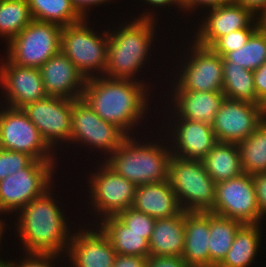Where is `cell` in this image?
Returning <instances> with one entry per match:
<instances>
[{
  "instance_id": "cell-1",
  "label": "cell",
  "mask_w": 266,
  "mask_h": 267,
  "mask_svg": "<svg viewBox=\"0 0 266 267\" xmlns=\"http://www.w3.org/2000/svg\"><path fill=\"white\" fill-rule=\"evenodd\" d=\"M151 87L139 81L94 77L86 79L82 99L104 121L116 125L127 136H135V128H143V121L145 125L149 122Z\"/></svg>"
},
{
  "instance_id": "cell-2",
  "label": "cell",
  "mask_w": 266,
  "mask_h": 267,
  "mask_svg": "<svg viewBox=\"0 0 266 267\" xmlns=\"http://www.w3.org/2000/svg\"><path fill=\"white\" fill-rule=\"evenodd\" d=\"M53 189L54 186L14 215V231L24 252L66 255L73 234L71 231L75 228L68 223L70 219L64 214L63 202L58 200L60 197H55Z\"/></svg>"
},
{
  "instance_id": "cell-3",
  "label": "cell",
  "mask_w": 266,
  "mask_h": 267,
  "mask_svg": "<svg viewBox=\"0 0 266 267\" xmlns=\"http://www.w3.org/2000/svg\"><path fill=\"white\" fill-rule=\"evenodd\" d=\"M119 26L109 27V43L107 49L106 77L113 79H127L147 83V80L137 78L146 67L148 61H152L153 42L156 38L157 20L129 19L122 20ZM156 38V39H155ZM153 44V45H152ZM151 51V52H150ZM149 55V56H148ZM147 60V61H146ZM139 74V76H138Z\"/></svg>"
},
{
  "instance_id": "cell-4",
  "label": "cell",
  "mask_w": 266,
  "mask_h": 267,
  "mask_svg": "<svg viewBox=\"0 0 266 267\" xmlns=\"http://www.w3.org/2000/svg\"><path fill=\"white\" fill-rule=\"evenodd\" d=\"M158 131L159 136L155 137L158 139L149 136L152 141L142 136L143 139H139L138 135L128 136L114 153L102 161L136 186L168 180L171 148L166 135L162 136L160 129Z\"/></svg>"
},
{
  "instance_id": "cell-5",
  "label": "cell",
  "mask_w": 266,
  "mask_h": 267,
  "mask_svg": "<svg viewBox=\"0 0 266 267\" xmlns=\"http://www.w3.org/2000/svg\"><path fill=\"white\" fill-rule=\"evenodd\" d=\"M187 39L191 40L184 42L189 45H183L187 51L181 53L183 49L179 50L180 56L183 54V57L176 59L179 67L174 65L177 66L174 72L169 69L175 75L172 77L174 81L169 78V84L178 91L223 92V57L211 48L198 45L190 37Z\"/></svg>"
},
{
  "instance_id": "cell-6",
  "label": "cell",
  "mask_w": 266,
  "mask_h": 267,
  "mask_svg": "<svg viewBox=\"0 0 266 267\" xmlns=\"http://www.w3.org/2000/svg\"><path fill=\"white\" fill-rule=\"evenodd\" d=\"M91 20L82 21L62 27L61 51L74 63L85 79L105 75L107 49L109 43L108 30L101 29V35ZM89 25H88V24Z\"/></svg>"
},
{
  "instance_id": "cell-7",
  "label": "cell",
  "mask_w": 266,
  "mask_h": 267,
  "mask_svg": "<svg viewBox=\"0 0 266 267\" xmlns=\"http://www.w3.org/2000/svg\"><path fill=\"white\" fill-rule=\"evenodd\" d=\"M168 181L182 210L211 212L215 202L216 183L206 172L202 160L171 156Z\"/></svg>"
},
{
  "instance_id": "cell-8",
  "label": "cell",
  "mask_w": 266,
  "mask_h": 267,
  "mask_svg": "<svg viewBox=\"0 0 266 267\" xmlns=\"http://www.w3.org/2000/svg\"><path fill=\"white\" fill-rule=\"evenodd\" d=\"M58 161L34 160L27 168L0 180V214L14 215L30 201L41 197L55 182ZM57 166V167H56ZM54 180V181H53Z\"/></svg>"
},
{
  "instance_id": "cell-9",
  "label": "cell",
  "mask_w": 266,
  "mask_h": 267,
  "mask_svg": "<svg viewBox=\"0 0 266 267\" xmlns=\"http://www.w3.org/2000/svg\"><path fill=\"white\" fill-rule=\"evenodd\" d=\"M99 161L96 169L90 171L88 178L87 190L89 195L88 208L91 209L89 215H93L92 222L95 224L106 216L117 215L120 211L132 207L135 198L137 186L115 173L104 162ZM96 215V216H95ZM98 220V221H96Z\"/></svg>"
},
{
  "instance_id": "cell-10",
  "label": "cell",
  "mask_w": 266,
  "mask_h": 267,
  "mask_svg": "<svg viewBox=\"0 0 266 267\" xmlns=\"http://www.w3.org/2000/svg\"><path fill=\"white\" fill-rule=\"evenodd\" d=\"M61 32V25L32 20L6 44L5 55L16 65L40 68L61 51Z\"/></svg>"
},
{
  "instance_id": "cell-11",
  "label": "cell",
  "mask_w": 266,
  "mask_h": 267,
  "mask_svg": "<svg viewBox=\"0 0 266 267\" xmlns=\"http://www.w3.org/2000/svg\"><path fill=\"white\" fill-rule=\"evenodd\" d=\"M71 121L70 145L77 144L75 150L84 146L91 153H100V159L114 153L128 137L119 127L100 118L83 99L73 103Z\"/></svg>"
},
{
  "instance_id": "cell-12",
  "label": "cell",
  "mask_w": 266,
  "mask_h": 267,
  "mask_svg": "<svg viewBox=\"0 0 266 267\" xmlns=\"http://www.w3.org/2000/svg\"><path fill=\"white\" fill-rule=\"evenodd\" d=\"M0 148L25 153L34 160H58L25 112L3 104H0Z\"/></svg>"
},
{
  "instance_id": "cell-13",
  "label": "cell",
  "mask_w": 266,
  "mask_h": 267,
  "mask_svg": "<svg viewBox=\"0 0 266 267\" xmlns=\"http://www.w3.org/2000/svg\"><path fill=\"white\" fill-rule=\"evenodd\" d=\"M211 213L242 224H264L266 220L258 208L253 178L246 173L216 184Z\"/></svg>"
},
{
  "instance_id": "cell-14",
  "label": "cell",
  "mask_w": 266,
  "mask_h": 267,
  "mask_svg": "<svg viewBox=\"0 0 266 267\" xmlns=\"http://www.w3.org/2000/svg\"><path fill=\"white\" fill-rule=\"evenodd\" d=\"M75 101L47 96L21 108L56 154L59 153L61 144L64 148L70 144L72 110Z\"/></svg>"
},
{
  "instance_id": "cell-15",
  "label": "cell",
  "mask_w": 266,
  "mask_h": 267,
  "mask_svg": "<svg viewBox=\"0 0 266 267\" xmlns=\"http://www.w3.org/2000/svg\"><path fill=\"white\" fill-rule=\"evenodd\" d=\"M265 119L266 110L261 104L225 98L211 125L217 142L238 143Z\"/></svg>"
},
{
  "instance_id": "cell-16",
  "label": "cell",
  "mask_w": 266,
  "mask_h": 267,
  "mask_svg": "<svg viewBox=\"0 0 266 267\" xmlns=\"http://www.w3.org/2000/svg\"><path fill=\"white\" fill-rule=\"evenodd\" d=\"M161 116L164 121L161 122L162 127L159 126L160 131L166 135L171 153L176 157L186 160H202L217 143L211 124L186 118L163 119L164 116ZM163 129L167 131V134Z\"/></svg>"
},
{
  "instance_id": "cell-17",
  "label": "cell",
  "mask_w": 266,
  "mask_h": 267,
  "mask_svg": "<svg viewBox=\"0 0 266 267\" xmlns=\"http://www.w3.org/2000/svg\"><path fill=\"white\" fill-rule=\"evenodd\" d=\"M200 15V21L194 29L193 39L198 45L210 48L220 37L230 32L245 28H258L259 20L250 11L242 6L229 3L211 8ZM200 25V26H199Z\"/></svg>"
},
{
  "instance_id": "cell-18",
  "label": "cell",
  "mask_w": 266,
  "mask_h": 267,
  "mask_svg": "<svg viewBox=\"0 0 266 267\" xmlns=\"http://www.w3.org/2000/svg\"><path fill=\"white\" fill-rule=\"evenodd\" d=\"M3 57L4 60L0 59V91L3 95L0 97L4 98L1 104L22 108L47 97L39 68L19 66L4 54Z\"/></svg>"
},
{
  "instance_id": "cell-19",
  "label": "cell",
  "mask_w": 266,
  "mask_h": 267,
  "mask_svg": "<svg viewBox=\"0 0 266 267\" xmlns=\"http://www.w3.org/2000/svg\"><path fill=\"white\" fill-rule=\"evenodd\" d=\"M88 227H87V226ZM75 227L65 258L71 267H113L116 252L96 224ZM93 225V226H92ZM92 226V227H91ZM82 228V229H81Z\"/></svg>"
},
{
  "instance_id": "cell-20",
  "label": "cell",
  "mask_w": 266,
  "mask_h": 267,
  "mask_svg": "<svg viewBox=\"0 0 266 267\" xmlns=\"http://www.w3.org/2000/svg\"><path fill=\"white\" fill-rule=\"evenodd\" d=\"M170 86H168L169 92L163 91L164 94L166 93L163 94L164 97L171 98V101L170 98H166L167 102H164L169 103L167 105L169 108H166L169 111L165 112L164 116H167L165 118H186L207 124L213 123L215 115L225 99L223 92L178 91L172 84Z\"/></svg>"
},
{
  "instance_id": "cell-21",
  "label": "cell",
  "mask_w": 266,
  "mask_h": 267,
  "mask_svg": "<svg viewBox=\"0 0 266 267\" xmlns=\"http://www.w3.org/2000/svg\"><path fill=\"white\" fill-rule=\"evenodd\" d=\"M39 69L47 96L82 99L86 79L62 51L50 57Z\"/></svg>"
},
{
  "instance_id": "cell-22",
  "label": "cell",
  "mask_w": 266,
  "mask_h": 267,
  "mask_svg": "<svg viewBox=\"0 0 266 267\" xmlns=\"http://www.w3.org/2000/svg\"><path fill=\"white\" fill-rule=\"evenodd\" d=\"M132 208L154 219L175 216L182 211L168 180L138 185Z\"/></svg>"
},
{
  "instance_id": "cell-23",
  "label": "cell",
  "mask_w": 266,
  "mask_h": 267,
  "mask_svg": "<svg viewBox=\"0 0 266 267\" xmlns=\"http://www.w3.org/2000/svg\"><path fill=\"white\" fill-rule=\"evenodd\" d=\"M209 238V212H187L182 258L189 267H210Z\"/></svg>"
},
{
  "instance_id": "cell-24",
  "label": "cell",
  "mask_w": 266,
  "mask_h": 267,
  "mask_svg": "<svg viewBox=\"0 0 266 267\" xmlns=\"http://www.w3.org/2000/svg\"><path fill=\"white\" fill-rule=\"evenodd\" d=\"M156 219L149 241V256L182 257L185 247V214Z\"/></svg>"
},
{
  "instance_id": "cell-25",
  "label": "cell",
  "mask_w": 266,
  "mask_h": 267,
  "mask_svg": "<svg viewBox=\"0 0 266 267\" xmlns=\"http://www.w3.org/2000/svg\"><path fill=\"white\" fill-rule=\"evenodd\" d=\"M96 225L108 237L116 254L149 257L152 233L131 231L116 215L106 216Z\"/></svg>"
},
{
  "instance_id": "cell-26",
  "label": "cell",
  "mask_w": 266,
  "mask_h": 267,
  "mask_svg": "<svg viewBox=\"0 0 266 267\" xmlns=\"http://www.w3.org/2000/svg\"><path fill=\"white\" fill-rule=\"evenodd\" d=\"M262 224H243L236 232L231 248L217 267H250L262 244ZM260 248V249H259Z\"/></svg>"
},
{
  "instance_id": "cell-27",
  "label": "cell",
  "mask_w": 266,
  "mask_h": 267,
  "mask_svg": "<svg viewBox=\"0 0 266 267\" xmlns=\"http://www.w3.org/2000/svg\"><path fill=\"white\" fill-rule=\"evenodd\" d=\"M202 163L216 184L244 173L237 143L217 142Z\"/></svg>"
},
{
  "instance_id": "cell-28",
  "label": "cell",
  "mask_w": 266,
  "mask_h": 267,
  "mask_svg": "<svg viewBox=\"0 0 266 267\" xmlns=\"http://www.w3.org/2000/svg\"><path fill=\"white\" fill-rule=\"evenodd\" d=\"M242 225L240 221L209 212L210 267H217L223 261L231 248L236 232Z\"/></svg>"
},
{
  "instance_id": "cell-29",
  "label": "cell",
  "mask_w": 266,
  "mask_h": 267,
  "mask_svg": "<svg viewBox=\"0 0 266 267\" xmlns=\"http://www.w3.org/2000/svg\"><path fill=\"white\" fill-rule=\"evenodd\" d=\"M223 93L225 98L231 100L263 106L256 95L253 71L235 65L233 62H223Z\"/></svg>"
},
{
  "instance_id": "cell-30",
  "label": "cell",
  "mask_w": 266,
  "mask_h": 267,
  "mask_svg": "<svg viewBox=\"0 0 266 267\" xmlns=\"http://www.w3.org/2000/svg\"><path fill=\"white\" fill-rule=\"evenodd\" d=\"M244 173H266V119L254 132L237 143Z\"/></svg>"
},
{
  "instance_id": "cell-31",
  "label": "cell",
  "mask_w": 266,
  "mask_h": 267,
  "mask_svg": "<svg viewBox=\"0 0 266 267\" xmlns=\"http://www.w3.org/2000/svg\"><path fill=\"white\" fill-rule=\"evenodd\" d=\"M28 3L33 20L64 27L84 19L70 0H28Z\"/></svg>"
},
{
  "instance_id": "cell-32",
  "label": "cell",
  "mask_w": 266,
  "mask_h": 267,
  "mask_svg": "<svg viewBox=\"0 0 266 267\" xmlns=\"http://www.w3.org/2000/svg\"><path fill=\"white\" fill-rule=\"evenodd\" d=\"M32 20L28 0H0V38L5 45Z\"/></svg>"
},
{
  "instance_id": "cell-33",
  "label": "cell",
  "mask_w": 266,
  "mask_h": 267,
  "mask_svg": "<svg viewBox=\"0 0 266 267\" xmlns=\"http://www.w3.org/2000/svg\"><path fill=\"white\" fill-rule=\"evenodd\" d=\"M266 61V29L258 27L247 43L223 57V62H233L247 70L254 71Z\"/></svg>"
},
{
  "instance_id": "cell-34",
  "label": "cell",
  "mask_w": 266,
  "mask_h": 267,
  "mask_svg": "<svg viewBox=\"0 0 266 267\" xmlns=\"http://www.w3.org/2000/svg\"><path fill=\"white\" fill-rule=\"evenodd\" d=\"M34 159L25 153L0 148V180L27 168Z\"/></svg>"
},
{
  "instance_id": "cell-35",
  "label": "cell",
  "mask_w": 266,
  "mask_h": 267,
  "mask_svg": "<svg viewBox=\"0 0 266 267\" xmlns=\"http://www.w3.org/2000/svg\"><path fill=\"white\" fill-rule=\"evenodd\" d=\"M256 29L257 28H245L230 32L220 37L210 48L215 53L224 57L227 53L243 47Z\"/></svg>"
},
{
  "instance_id": "cell-36",
  "label": "cell",
  "mask_w": 266,
  "mask_h": 267,
  "mask_svg": "<svg viewBox=\"0 0 266 267\" xmlns=\"http://www.w3.org/2000/svg\"><path fill=\"white\" fill-rule=\"evenodd\" d=\"M23 254L25 255L22 258L20 255V260L6 258L5 262L9 267H56V264L59 263L56 262L57 260H62V258L65 260V256L56 253L23 252Z\"/></svg>"
},
{
  "instance_id": "cell-37",
  "label": "cell",
  "mask_w": 266,
  "mask_h": 267,
  "mask_svg": "<svg viewBox=\"0 0 266 267\" xmlns=\"http://www.w3.org/2000/svg\"><path fill=\"white\" fill-rule=\"evenodd\" d=\"M131 231L136 233H152L156 219L130 207L116 215Z\"/></svg>"
},
{
  "instance_id": "cell-38",
  "label": "cell",
  "mask_w": 266,
  "mask_h": 267,
  "mask_svg": "<svg viewBox=\"0 0 266 267\" xmlns=\"http://www.w3.org/2000/svg\"><path fill=\"white\" fill-rule=\"evenodd\" d=\"M140 1H143L144 4L143 5H146L148 4V9L146 8L145 6V10L146 12H144V10L141 12L142 14L138 13L139 16L137 15L136 17L134 18H137V19H151V20H157L159 19L157 17L158 15V9L160 10V8H162V11H164L163 9H167V6L168 8L171 6V9L173 7H175V10L176 8L178 9L179 12H176V13H183V6L177 1V0H140ZM146 3V4H145ZM151 5V6H150ZM156 11L157 14H155V11L152 9V8ZM159 7V8H158ZM158 8V9H157ZM148 11V12H147ZM152 11V12H151ZM154 11V12H153ZM157 18V19H156Z\"/></svg>"
},
{
  "instance_id": "cell-39",
  "label": "cell",
  "mask_w": 266,
  "mask_h": 267,
  "mask_svg": "<svg viewBox=\"0 0 266 267\" xmlns=\"http://www.w3.org/2000/svg\"><path fill=\"white\" fill-rule=\"evenodd\" d=\"M229 3H232V0H188L183 5V12L186 13V15H187V13H189L188 14V16H189L191 13L195 12V14H196V11L204 8L203 12H201V11L199 12V13L204 14V10L206 12V10H208V9L215 8L217 6H221V5L229 4Z\"/></svg>"
},
{
  "instance_id": "cell-40",
  "label": "cell",
  "mask_w": 266,
  "mask_h": 267,
  "mask_svg": "<svg viewBox=\"0 0 266 267\" xmlns=\"http://www.w3.org/2000/svg\"><path fill=\"white\" fill-rule=\"evenodd\" d=\"M146 267H189L182 257L149 256Z\"/></svg>"
},
{
  "instance_id": "cell-41",
  "label": "cell",
  "mask_w": 266,
  "mask_h": 267,
  "mask_svg": "<svg viewBox=\"0 0 266 267\" xmlns=\"http://www.w3.org/2000/svg\"><path fill=\"white\" fill-rule=\"evenodd\" d=\"M252 178L256 189L258 208L266 218V173L252 175Z\"/></svg>"
},
{
  "instance_id": "cell-42",
  "label": "cell",
  "mask_w": 266,
  "mask_h": 267,
  "mask_svg": "<svg viewBox=\"0 0 266 267\" xmlns=\"http://www.w3.org/2000/svg\"><path fill=\"white\" fill-rule=\"evenodd\" d=\"M253 75L257 98L264 104L266 102V61L253 71Z\"/></svg>"
},
{
  "instance_id": "cell-43",
  "label": "cell",
  "mask_w": 266,
  "mask_h": 267,
  "mask_svg": "<svg viewBox=\"0 0 266 267\" xmlns=\"http://www.w3.org/2000/svg\"><path fill=\"white\" fill-rule=\"evenodd\" d=\"M148 257L116 255L113 267H146Z\"/></svg>"
},
{
  "instance_id": "cell-44",
  "label": "cell",
  "mask_w": 266,
  "mask_h": 267,
  "mask_svg": "<svg viewBox=\"0 0 266 267\" xmlns=\"http://www.w3.org/2000/svg\"><path fill=\"white\" fill-rule=\"evenodd\" d=\"M70 1L84 18H90L92 12L90 9H93L95 6H96L95 8H97V6L100 5L103 6L106 3L109 5V3L114 0H70Z\"/></svg>"
},
{
  "instance_id": "cell-45",
  "label": "cell",
  "mask_w": 266,
  "mask_h": 267,
  "mask_svg": "<svg viewBox=\"0 0 266 267\" xmlns=\"http://www.w3.org/2000/svg\"><path fill=\"white\" fill-rule=\"evenodd\" d=\"M232 3L250 10L257 18L266 10V0H232Z\"/></svg>"
},
{
  "instance_id": "cell-46",
  "label": "cell",
  "mask_w": 266,
  "mask_h": 267,
  "mask_svg": "<svg viewBox=\"0 0 266 267\" xmlns=\"http://www.w3.org/2000/svg\"><path fill=\"white\" fill-rule=\"evenodd\" d=\"M2 214H0L1 217ZM6 222V218L4 217V220L2 219V217L0 218V243H2L3 238H4V232H6L5 229L7 226H9L8 224L5 223ZM0 246H2L0 244ZM0 251H1V247H0ZM1 256V255H0ZM6 260L3 259L2 257H0V264L4 263Z\"/></svg>"
},
{
  "instance_id": "cell-47",
  "label": "cell",
  "mask_w": 266,
  "mask_h": 267,
  "mask_svg": "<svg viewBox=\"0 0 266 267\" xmlns=\"http://www.w3.org/2000/svg\"><path fill=\"white\" fill-rule=\"evenodd\" d=\"M259 25L263 29H266V10L262 13V15L258 18Z\"/></svg>"
},
{
  "instance_id": "cell-48",
  "label": "cell",
  "mask_w": 266,
  "mask_h": 267,
  "mask_svg": "<svg viewBox=\"0 0 266 267\" xmlns=\"http://www.w3.org/2000/svg\"><path fill=\"white\" fill-rule=\"evenodd\" d=\"M182 6L188 1V0H177Z\"/></svg>"
},
{
  "instance_id": "cell-49",
  "label": "cell",
  "mask_w": 266,
  "mask_h": 267,
  "mask_svg": "<svg viewBox=\"0 0 266 267\" xmlns=\"http://www.w3.org/2000/svg\"><path fill=\"white\" fill-rule=\"evenodd\" d=\"M0 267H9V266L7 265L6 262H4V263H1V264H0Z\"/></svg>"
}]
</instances>
